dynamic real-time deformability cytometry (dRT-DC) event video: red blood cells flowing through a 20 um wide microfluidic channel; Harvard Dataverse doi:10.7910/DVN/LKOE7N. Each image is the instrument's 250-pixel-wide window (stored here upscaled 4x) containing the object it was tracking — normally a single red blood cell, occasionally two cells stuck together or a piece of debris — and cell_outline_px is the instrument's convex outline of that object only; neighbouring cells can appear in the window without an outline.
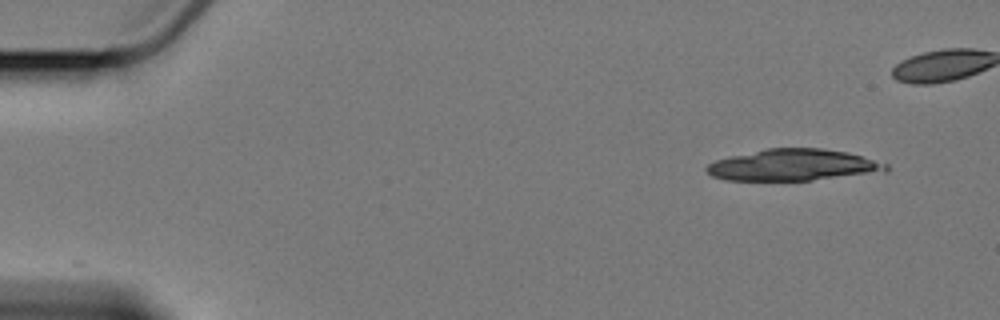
{"species": "Egyptian fruit bat (a non-hibernating species)", "species_latin": "Rousettus aegyptiacus", "temperature_condition": "cold", "stored_images_in_passage": 5, "camera_frame_rate_fps": 3000, "um_per_image_px": 0.085, "animal": {"sex": "female"}, "frame": {"image": 1, "passage_image": 1, "time_ms": 0.0, "image_size_px": [1000, 320], "cell_outline_px": [[888, 172], [812, 180], [724, 180], [712, 176], [704, 168], [708, 164], [716, 160], [732, 156], [768, 148], [820, 148], [848, 152], [888, 164]], "centroid_in_image_um": [67.46, 14.03], "position_along_channel_um": 17.5, "area_um2": 32.89}}